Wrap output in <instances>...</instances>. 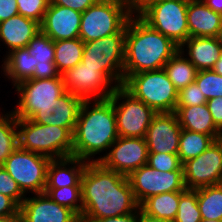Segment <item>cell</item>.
<instances>
[{
  "mask_svg": "<svg viewBox=\"0 0 222 222\" xmlns=\"http://www.w3.org/2000/svg\"><path fill=\"white\" fill-rule=\"evenodd\" d=\"M50 160L47 156L24 150L18 146L2 166L17 182L25 195L37 194L44 193Z\"/></svg>",
  "mask_w": 222,
  "mask_h": 222,
  "instance_id": "9c48e42d",
  "label": "cell"
},
{
  "mask_svg": "<svg viewBox=\"0 0 222 222\" xmlns=\"http://www.w3.org/2000/svg\"><path fill=\"white\" fill-rule=\"evenodd\" d=\"M188 1L158 0L146 5L138 16L180 47L189 38Z\"/></svg>",
  "mask_w": 222,
  "mask_h": 222,
  "instance_id": "8992f818",
  "label": "cell"
},
{
  "mask_svg": "<svg viewBox=\"0 0 222 222\" xmlns=\"http://www.w3.org/2000/svg\"><path fill=\"white\" fill-rule=\"evenodd\" d=\"M202 219L222 220V183L195 189Z\"/></svg>",
  "mask_w": 222,
  "mask_h": 222,
  "instance_id": "f546056e",
  "label": "cell"
},
{
  "mask_svg": "<svg viewBox=\"0 0 222 222\" xmlns=\"http://www.w3.org/2000/svg\"><path fill=\"white\" fill-rule=\"evenodd\" d=\"M13 88L18 94L19 102L11 112L20 119H30L42 107L55 103L66 92L62 77L30 78Z\"/></svg>",
  "mask_w": 222,
  "mask_h": 222,
  "instance_id": "8fae6325",
  "label": "cell"
},
{
  "mask_svg": "<svg viewBox=\"0 0 222 222\" xmlns=\"http://www.w3.org/2000/svg\"><path fill=\"white\" fill-rule=\"evenodd\" d=\"M211 10L222 15V0H202Z\"/></svg>",
  "mask_w": 222,
  "mask_h": 222,
  "instance_id": "7dc6e473",
  "label": "cell"
},
{
  "mask_svg": "<svg viewBox=\"0 0 222 222\" xmlns=\"http://www.w3.org/2000/svg\"><path fill=\"white\" fill-rule=\"evenodd\" d=\"M81 17V12L49 3L40 28L53 41L79 38Z\"/></svg>",
  "mask_w": 222,
  "mask_h": 222,
  "instance_id": "ac0fdd59",
  "label": "cell"
},
{
  "mask_svg": "<svg viewBox=\"0 0 222 222\" xmlns=\"http://www.w3.org/2000/svg\"><path fill=\"white\" fill-rule=\"evenodd\" d=\"M137 222H173V221L147 215L139 207L137 209Z\"/></svg>",
  "mask_w": 222,
  "mask_h": 222,
  "instance_id": "bcb514c9",
  "label": "cell"
},
{
  "mask_svg": "<svg viewBox=\"0 0 222 222\" xmlns=\"http://www.w3.org/2000/svg\"><path fill=\"white\" fill-rule=\"evenodd\" d=\"M216 39L218 40V42L220 43V45L222 46V24L218 30V34L216 36Z\"/></svg>",
  "mask_w": 222,
  "mask_h": 222,
  "instance_id": "f907efd6",
  "label": "cell"
},
{
  "mask_svg": "<svg viewBox=\"0 0 222 222\" xmlns=\"http://www.w3.org/2000/svg\"><path fill=\"white\" fill-rule=\"evenodd\" d=\"M2 62V74L4 78L11 81L13 87L24 80L33 78L36 64L26 47L12 50L5 55Z\"/></svg>",
  "mask_w": 222,
  "mask_h": 222,
  "instance_id": "484cf974",
  "label": "cell"
},
{
  "mask_svg": "<svg viewBox=\"0 0 222 222\" xmlns=\"http://www.w3.org/2000/svg\"><path fill=\"white\" fill-rule=\"evenodd\" d=\"M214 139L210 135L181 129L178 156L183 164L203 153Z\"/></svg>",
  "mask_w": 222,
  "mask_h": 222,
  "instance_id": "4dcf8cb0",
  "label": "cell"
},
{
  "mask_svg": "<svg viewBox=\"0 0 222 222\" xmlns=\"http://www.w3.org/2000/svg\"><path fill=\"white\" fill-rule=\"evenodd\" d=\"M212 70L219 75H222V54L221 57L216 61Z\"/></svg>",
  "mask_w": 222,
  "mask_h": 222,
  "instance_id": "681fc988",
  "label": "cell"
},
{
  "mask_svg": "<svg viewBox=\"0 0 222 222\" xmlns=\"http://www.w3.org/2000/svg\"><path fill=\"white\" fill-rule=\"evenodd\" d=\"M200 222H222V220H208V219H202Z\"/></svg>",
  "mask_w": 222,
  "mask_h": 222,
  "instance_id": "f5cc1de1",
  "label": "cell"
},
{
  "mask_svg": "<svg viewBox=\"0 0 222 222\" xmlns=\"http://www.w3.org/2000/svg\"><path fill=\"white\" fill-rule=\"evenodd\" d=\"M180 191L166 192L148 197L140 205L147 215L174 221L178 211Z\"/></svg>",
  "mask_w": 222,
  "mask_h": 222,
  "instance_id": "4316f807",
  "label": "cell"
},
{
  "mask_svg": "<svg viewBox=\"0 0 222 222\" xmlns=\"http://www.w3.org/2000/svg\"><path fill=\"white\" fill-rule=\"evenodd\" d=\"M19 15L42 23L50 0H16Z\"/></svg>",
  "mask_w": 222,
  "mask_h": 222,
  "instance_id": "8d00e7d4",
  "label": "cell"
},
{
  "mask_svg": "<svg viewBox=\"0 0 222 222\" xmlns=\"http://www.w3.org/2000/svg\"><path fill=\"white\" fill-rule=\"evenodd\" d=\"M0 222H22L20 212L16 215L0 217Z\"/></svg>",
  "mask_w": 222,
  "mask_h": 222,
  "instance_id": "c3c4849f",
  "label": "cell"
},
{
  "mask_svg": "<svg viewBox=\"0 0 222 222\" xmlns=\"http://www.w3.org/2000/svg\"><path fill=\"white\" fill-rule=\"evenodd\" d=\"M81 222H137V210L121 216L105 218H80Z\"/></svg>",
  "mask_w": 222,
  "mask_h": 222,
  "instance_id": "7bdbcfd3",
  "label": "cell"
},
{
  "mask_svg": "<svg viewBox=\"0 0 222 222\" xmlns=\"http://www.w3.org/2000/svg\"><path fill=\"white\" fill-rule=\"evenodd\" d=\"M207 99L201 92L196 82H193L178 92V102L176 107L196 106L206 104Z\"/></svg>",
  "mask_w": 222,
  "mask_h": 222,
  "instance_id": "f35d334b",
  "label": "cell"
},
{
  "mask_svg": "<svg viewBox=\"0 0 222 222\" xmlns=\"http://www.w3.org/2000/svg\"><path fill=\"white\" fill-rule=\"evenodd\" d=\"M181 129L175 112L157 113L145 135L148 152L178 154Z\"/></svg>",
  "mask_w": 222,
  "mask_h": 222,
  "instance_id": "2e32d148",
  "label": "cell"
},
{
  "mask_svg": "<svg viewBox=\"0 0 222 222\" xmlns=\"http://www.w3.org/2000/svg\"><path fill=\"white\" fill-rule=\"evenodd\" d=\"M126 26L114 35L84 42L81 62L86 67L102 68L118 86L124 82Z\"/></svg>",
  "mask_w": 222,
  "mask_h": 222,
  "instance_id": "52a82bcc",
  "label": "cell"
},
{
  "mask_svg": "<svg viewBox=\"0 0 222 222\" xmlns=\"http://www.w3.org/2000/svg\"><path fill=\"white\" fill-rule=\"evenodd\" d=\"M20 205L22 222H81L71 209L53 201L46 193L33 194Z\"/></svg>",
  "mask_w": 222,
  "mask_h": 222,
  "instance_id": "e0dca14e",
  "label": "cell"
},
{
  "mask_svg": "<svg viewBox=\"0 0 222 222\" xmlns=\"http://www.w3.org/2000/svg\"><path fill=\"white\" fill-rule=\"evenodd\" d=\"M187 21L189 37H216L222 15L211 10L202 0H189Z\"/></svg>",
  "mask_w": 222,
  "mask_h": 222,
  "instance_id": "603a6c76",
  "label": "cell"
},
{
  "mask_svg": "<svg viewBox=\"0 0 222 222\" xmlns=\"http://www.w3.org/2000/svg\"><path fill=\"white\" fill-rule=\"evenodd\" d=\"M178 50L171 39L132 15L126 24L124 80L131 74L162 69Z\"/></svg>",
  "mask_w": 222,
  "mask_h": 222,
  "instance_id": "3957f363",
  "label": "cell"
},
{
  "mask_svg": "<svg viewBox=\"0 0 222 222\" xmlns=\"http://www.w3.org/2000/svg\"><path fill=\"white\" fill-rule=\"evenodd\" d=\"M206 104L212 115L214 124L222 131V97L209 99Z\"/></svg>",
  "mask_w": 222,
  "mask_h": 222,
  "instance_id": "ab89813d",
  "label": "cell"
},
{
  "mask_svg": "<svg viewBox=\"0 0 222 222\" xmlns=\"http://www.w3.org/2000/svg\"><path fill=\"white\" fill-rule=\"evenodd\" d=\"M0 193L11 197L19 206L26 198V195L21 191L17 182L2 165H0Z\"/></svg>",
  "mask_w": 222,
  "mask_h": 222,
  "instance_id": "74e56055",
  "label": "cell"
},
{
  "mask_svg": "<svg viewBox=\"0 0 222 222\" xmlns=\"http://www.w3.org/2000/svg\"><path fill=\"white\" fill-rule=\"evenodd\" d=\"M83 101L81 97L66 91L55 103L37 111L30 120L39 124L68 128L74 133Z\"/></svg>",
  "mask_w": 222,
  "mask_h": 222,
  "instance_id": "d6986e66",
  "label": "cell"
},
{
  "mask_svg": "<svg viewBox=\"0 0 222 222\" xmlns=\"http://www.w3.org/2000/svg\"><path fill=\"white\" fill-rule=\"evenodd\" d=\"M61 76L65 90L84 100L107 99L118 86L102 68L86 67L82 62Z\"/></svg>",
  "mask_w": 222,
  "mask_h": 222,
  "instance_id": "7c38bea8",
  "label": "cell"
},
{
  "mask_svg": "<svg viewBox=\"0 0 222 222\" xmlns=\"http://www.w3.org/2000/svg\"><path fill=\"white\" fill-rule=\"evenodd\" d=\"M163 69L178 91L195 82L198 73L196 67L180 50L173 55Z\"/></svg>",
  "mask_w": 222,
  "mask_h": 222,
  "instance_id": "83f0119b",
  "label": "cell"
},
{
  "mask_svg": "<svg viewBox=\"0 0 222 222\" xmlns=\"http://www.w3.org/2000/svg\"><path fill=\"white\" fill-rule=\"evenodd\" d=\"M109 98L114 105L118 136L145 138L148 127L157 113L122 85L117 86Z\"/></svg>",
  "mask_w": 222,
  "mask_h": 222,
  "instance_id": "ba28073f",
  "label": "cell"
},
{
  "mask_svg": "<svg viewBox=\"0 0 222 222\" xmlns=\"http://www.w3.org/2000/svg\"><path fill=\"white\" fill-rule=\"evenodd\" d=\"M111 149V150H110ZM105 168L125 176L148 162V147L145 138L118 137L107 154L96 158Z\"/></svg>",
  "mask_w": 222,
  "mask_h": 222,
  "instance_id": "9a60e30c",
  "label": "cell"
},
{
  "mask_svg": "<svg viewBox=\"0 0 222 222\" xmlns=\"http://www.w3.org/2000/svg\"><path fill=\"white\" fill-rule=\"evenodd\" d=\"M18 146L50 159L72 156L73 133L57 125L39 124L17 118Z\"/></svg>",
  "mask_w": 222,
  "mask_h": 222,
  "instance_id": "277c9868",
  "label": "cell"
},
{
  "mask_svg": "<svg viewBox=\"0 0 222 222\" xmlns=\"http://www.w3.org/2000/svg\"><path fill=\"white\" fill-rule=\"evenodd\" d=\"M20 206L11 198L0 193V217L16 215Z\"/></svg>",
  "mask_w": 222,
  "mask_h": 222,
  "instance_id": "b9f144b4",
  "label": "cell"
},
{
  "mask_svg": "<svg viewBox=\"0 0 222 222\" xmlns=\"http://www.w3.org/2000/svg\"><path fill=\"white\" fill-rule=\"evenodd\" d=\"M179 50L198 71L212 70L222 54V46L216 37H189Z\"/></svg>",
  "mask_w": 222,
  "mask_h": 222,
  "instance_id": "44dd1931",
  "label": "cell"
},
{
  "mask_svg": "<svg viewBox=\"0 0 222 222\" xmlns=\"http://www.w3.org/2000/svg\"><path fill=\"white\" fill-rule=\"evenodd\" d=\"M201 220L197 191L194 189L180 191L178 211L173 222H200Z\"/></svg>",
  "mask_w": 222,
  "mask_h": 222,
  "instance_id": "836d02e7",
  "label": "cell"
},
{
  "mask_svg": "<svg viewBox=\"0 0 222 222\" xmlns=\"http://www.w3.org/2000/svg\"><path fill=\"white\" fill-rule=\"evenodd\" d=\"M122 86L156 113L175 112L179 91L163 68L131 74Z\"/></svg>",
  "mask_w": 222,
  "mask_h": 222,
  "instance_id": "5b68a950",
  "label": "cell"
},
{
  "mask_svg": "<svg viewBox=\"0 0 222 222\" xmlns=\"http://www.w3.org/2000/svg\"><path fill=\"white\" fill-rule=\"evenodd\" d=\"M98 0H50L51 4L61 5L83 13Z\"/></svg>",
  "mask_w": 222,
  "mask_h": 222,
  "instance_id": "60d3db41",
  "label": "cell"
},
{
  "mask_svg": "<svg viewBox=\"0 0 222 222\" xmlns=\"http://www.w3.org/2000/svg\"><path fill=\"white\" fill-rule=\"evenodd\" d=\"M18 147L17 118L11 111L0 112V165Z\"/></svg>",
  "mask_w": 222,
  "mask_h": 222,
  "instance_id": "1f68e13d",
  "label": "cell"
},
{
  "mask_svg": "<svg viewBox=\"0 0 222 222\" xmlns=\"http://www.w3.org/2000/svg\"><path fill=\"white\" fill-rule=\"evenodd\" d=\"M128 180L139 205L148 197L187 189L183 170L164 172L153 169L148 164L133 171Z\"/></svg>",
  "mask_w": 222,
  "mask_h": 222,
  "instance_id": "4fadbf2b",
  "label": "cell"
},
{
  "mask_svg": "<svg viewBox=\"0 0 222 222\" xmlns=\"http://www.w3.org/2000/svg\"><path fill=\"white\" fill-rule=\"evenodd\" d=\"M29 54L34 57L36 67L33 78L48 79L62 77L54 63L55 50L54 41L39 31L28 43L26 47Z\"/></svg>",
  "mask_w": 222,
  "mask_h": 222,
  "instance_id": "cb8c5ba5",
  "label": "cell"
},
{
  "mask_svg": "<svg viewBox=\"0 0 222 222\" xmlns=\"http://www.w3.org/2000/svg\"><path fill=\"white\" fill-rule=\"evenodd\" d=\"M182 166L187 189L222 183V138L214 140L203 153Z\"/></svg>",
  "mask_w": 222,
  "mask_h": 222,
  "instance_id": "5bb4252c",
  "label": "cell"
},
{
  "mask_svg": "<svg viewBox=\"0 0 222 222\" xmlns=\"http://www.w3.org/2000/svg\"><path fill=\"white\" fill-rule=\"evenodd\" d=\"M158 0H141V10L148 4L153 3Z\"/></svg>",
  "mask_w": 222,
  "mask_h": 222,
  "instance_id": "816d5d0a",
  "label": "cell"
},
{
  "mask_svg": "<svg viewBox=\"0 0 222 222\" xmlns=\"http://www.w3.org/2000/svg\"><path fill=\"white\" fill-rule=\"evenodd\" d=\"M114 105L110 98L84 100L73 133L72 156L96 162L118 138Z\"/></svg>",
  "mask_w": 222,
  "mask_h": 222,
  "instance_id": "7a4b0ae2",
  "label": "cell"
},
{
  "mask_svg": "<svg viewBox=\"0 0 222 222\" xmlns=\"http://www.w3.org/2000/svg\"><path fill=\"white\" fill-rule=\"evenodd\" d=\"M147 164L153 169L164 172L183 170L178 154L148 152Z\"/></svg>",
  "mask_w": 222,
  "mask_h": 222,
  "instance_id": "d590c367",
  "label": "cell"
},
{
  "mask_svg": "<svg viewBox=\"0 0 222 222\" xmlns=\"http://www.w3.org/2000/svg\"><path fill=\"white\" fill-rule=\"evenodd\" d=\"M124 7L130 14L138 15L141 12V0H105Z\"/></svg>",
  "mask_w": 222,
  "mask_h": 222,
  "instance_id": "f6af8a7d",
  "label": "cell"
},
{
  "mask_svg": "<svg viewBox=\"0 0 222 222\" xmlns=\"http://www.w3.org/2000/svg\"><path fill=\"white\" fill-rule=\"evenodd\" d=\"M53 201L74 211L80 218L82 215L81 186H65L62 188H45Z\"/></svg>",
  "mask_w": 222,
  "mask_h": 222,
  "instance_id": "d6a6232c",
  "label": "cell"
},
{
  "mask_svg": "<svg viewBox=\"0 0 222 222\" xmlns=\"http://www.w3.org/2000/svg\"><path fill=\"white\" fill-rule=\"evenodd\" d=\"M131 16L120 5L98 0L82 13L79 38L89 42L114 35L126 26Z\"/></svg>",
  "mask_w": 222,
  "mask_h": 222,
  "instance_id": "30bf717a",
  "label": "cell"
},
{
  "mask_svg": "<svg viewBox=\"0 0 222 222\" xmlns=\"http://www.w3.org/2000/svg\"><path fill=\"white\" fill-rule=\"evenodd\" d=\"M39 31L40 23L19 14L0 22V42L7 45L6 55L14 49L27 47Z\"/></svg>",
  "mask_w": 222,
  "mask_h": 222,
  "instance_id": "ffe728a7",
  "label": "cell"
},
{
  "mask_svg": "<svg viewBox=\"0 0 222 222\" xmlns=\"http://www.w3.org/2000/svg\"><path fill=\"white\" fill-rule=\"evenodd\" d=\"M81 218H105L132 213L139 208L128 177L88 162L81 177Z\"/></svg>",
  "mask_w": 222,
  "mask_h": 222,
  "instance_id": "6da1fadb",
  "label": "cell"
},
{
  "mask_svg": "<svg viewBox=\"0 0 222 222\" xmlns=\"http://www.w3.org/2000/svg\"><path fill=\"white\" fill-rule=\"evenodd\" d=\"M195 82L207 100L222 97V75L213 70L198 71Z\"/></svg>",
  "mask_w": 222,
  "mask_h": 222,
  "instance_id": "e575fe53",
  "label": "cell"
},
{
  "mask_svg": "<svg viewBox=\"0 0 222 222\" xmlns=\"http://www.w3.org/2000/svg\"><path fill=\"white\" fill-rule=\"evenodd\" d=\"M54 63L60 75L82 60L84 42L80 38L54 41Z\"/></svg>",
  "mask_w": 222,
  "mask_h": 222,
  "instance_id": "f1b7e54d",
  "label": "cell"
},
{
  "mask_svg": "<svg viewBox=\"0 0 222 222\" xmlns=\"http://www.w3.org/2000/svg\"><path fill=\"white\" fill-rule=\"evenodd\" d=\"M87 163L74 156L51 159L47 167L45 188L81 186L82 173Z\"/></svg>",
  "mask_w": 222,
  "mask_h": 222,
  "instance_id": "7402d4cb",
  "label": "cell"
},
{
  "mask_svg": "<svg viewBox=\"0 0 222 222\" xmlns=\"http://www.w3.org/2000/svg\"><path fill=\"white\" fill-rule=\"evenodd\" d=\"M16 0H0V22L18 15Z\"/></svg>",
  "mask_w": 222,
  "mask_h": 222,
  "instance_id": "ee69618b",
  "label": "cell"
},
{
  "mask_svg": "<svg viewBox=\"0 0 222 222\" xmlns=\"http://www.w3.org/2000/svg\"><path fill=\"white\" fill-rule=\"evenodd\" d=\"M175 113L182 129L210 135L214 140L221 138L222 131L214 124L207 104L176 107Z\"/></svg>",
  "mask_w": 222,
  "mask_h": 222,
  "instance_id": "d4e9b609",
  "label": "cell"
}]
</instances>
